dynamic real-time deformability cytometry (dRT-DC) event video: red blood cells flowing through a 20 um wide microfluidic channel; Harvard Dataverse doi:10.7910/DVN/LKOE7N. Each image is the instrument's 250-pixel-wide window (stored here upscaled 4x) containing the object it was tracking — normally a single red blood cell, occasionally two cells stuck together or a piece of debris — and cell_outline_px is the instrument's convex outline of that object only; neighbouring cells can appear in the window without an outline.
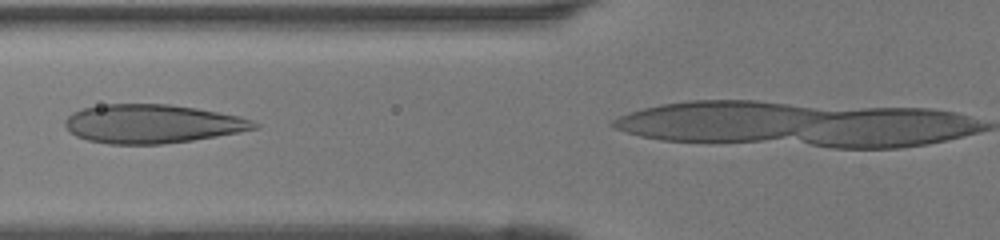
{"species": "human", "species_latin": "Homo sapiens", "temperature_condition": "room temperature", "stored_images_in_passage": 18, "camera_frame_rate_fps": 3000, "um_per_image_px": 0.085, "donor": {"sex": "female"}, "frame": {"image": 1, "passage_image": 13, "time_ms": 4.0, "image_size_px": [1000, 240], "cell_outline_px": [[260, 124], [256, 128], [240, 132], [192, 140], [160, 144], [108, 144], [88, 140], [76, 136], [68, 132], [64, 124], [64, 120], [72, 112], [84, 108], [108, 104], [168, 104], [196, 108], [240, 116], [252, 120]], "centroid_in_image_um": [12.91, 10.52], "position_along_channel_um": 112.9, "area_um2": 42.66}}
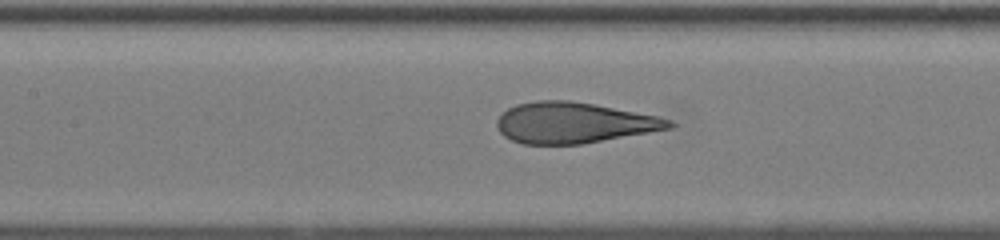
{"frame": {"image": 2, "passage_image": 16, "time_ms": 5.0, "image_size_px": [1000, 240], "cell_outline_px": [[676, 124], [672, 128], [580, 144], [524, 144], [512, 140], [504, 136], [500, 132], [496, 124], [496, 120], [508, 108], [516, 104], [536, 100], [568, 100], [592, 104], [656, 116], [672, 120]], "centroid_in_image_um": [48.74, 10.43], "position_along_channel_um": 158.7, "area_um2": 40.58}}